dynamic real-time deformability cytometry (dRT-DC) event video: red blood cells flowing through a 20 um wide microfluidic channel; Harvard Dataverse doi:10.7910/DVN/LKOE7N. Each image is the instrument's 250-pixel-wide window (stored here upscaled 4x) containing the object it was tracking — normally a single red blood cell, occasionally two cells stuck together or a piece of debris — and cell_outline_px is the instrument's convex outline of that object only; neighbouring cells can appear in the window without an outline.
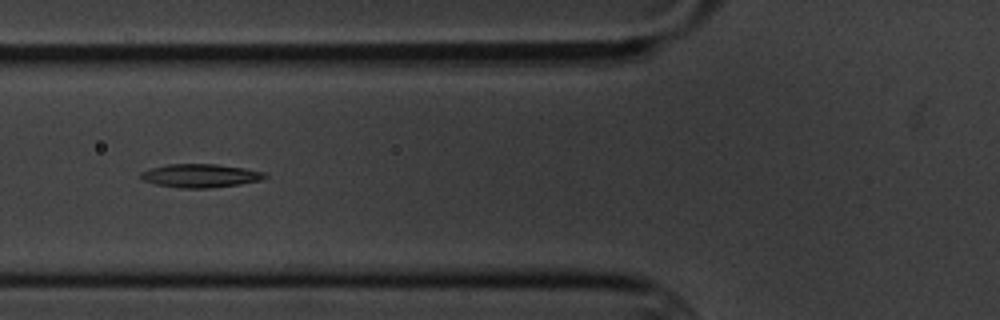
{"species": "common noctule bat (a hibernating species)", "species_latin": "Nyctalus noctula", "temperature_condition": "cold", "stored_images_in_passage": 7, "camera_frame_rate_fps": 3000, "um_per_image_px": 0.085, "animal": {"sex": "male", "body_mass_g": 20.1, "forearm_length_mm": 53.5}, "frame": {"image": 1, "passage_image": 5, "time_ms": 5.0, "image_size_px": [1000, 320], "cell_outline_px": [[268, 176], [260, 180], [240, 184], [208, 188], [180, 188], [156, 184], [144, 180], [140, 176], [140, 172], [148, 168], [168, 164], [216, 164], [244, 168], [264, 172]], "centroid_in_image_um": [17.01, 14.93], "position_along_channel_um": 108.8, "area_um2": 16.94}}
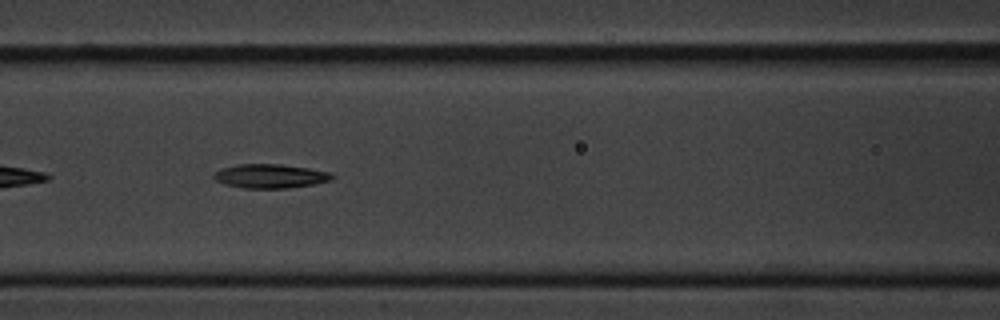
{"frame": {"image": 2, "passage_image": 6, "time_ms": 6.0, "image_size_px": [1000, 320], "cell_outline_px": [[336, 176], [332, 180], [312, 184], [288, 188], [244, 188], [224, 184], [216, 180], [212, 176], [216, 172], [224, 168], [236, 164], [280, 164], [308, 168], [328, 172]], "centroid_in_image_um": [22.98, 14.97], "position_along_channel_um": 143.6, "area_um2": 16.42}}
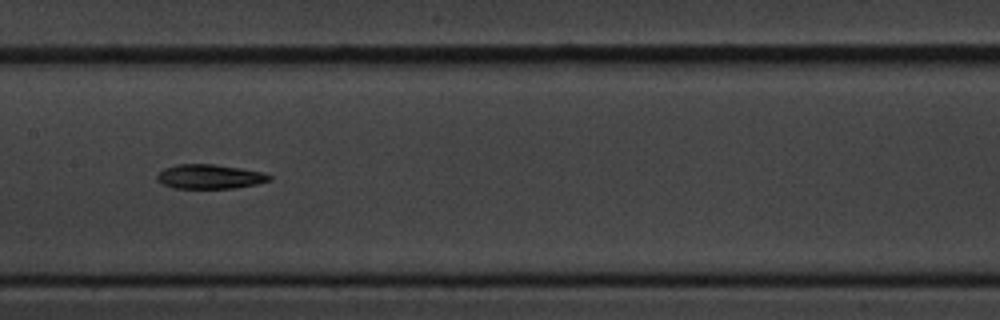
{"frame": {"image": 3, "passage_image": 7, "time_ms": 7.333, "image_size_px": [1000, 320], "cell_outline_px": [[272, 180], [256, 184], [232, 188], [172, 188], [160, 184], [156, 180], [156, 176], [164, 168], [176, 164], [212, 164], [240, 168], [264, 172], [272, 176]], "centroid_in_image_um": [17.8, 15.01], "position_along_channel_um": 189.6, "area_um2": 16.07}}